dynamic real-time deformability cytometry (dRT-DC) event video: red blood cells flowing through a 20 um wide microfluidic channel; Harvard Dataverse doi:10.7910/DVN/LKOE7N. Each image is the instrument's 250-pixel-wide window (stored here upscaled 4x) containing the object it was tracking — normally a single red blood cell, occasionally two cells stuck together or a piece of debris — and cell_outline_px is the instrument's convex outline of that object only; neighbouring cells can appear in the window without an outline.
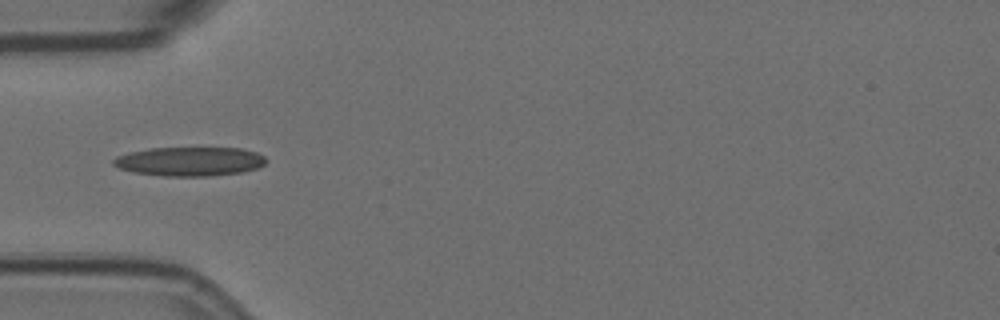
{"species": "Egyptian fruit bat (a non-hibernating species)", "species_latin": "Rousettus aegyptiacus", "temperature_condition": "room temperature", "stored_images_in_passage": 15, "camera_frame_rate_fps": 3000, "um_per_image_px": 0.085, "animal": {"sex": "female"}, "frame": {"image": 1, "passage_image": 5, "time_ms": 1.333, "image_size_px": [1000, 320], "cell_outline_px": [[268, 160], [264, 164], [256, 168], [240, 172], [208, 176], [164, 176], [132, 172], [120, 168], [112, 164], [112, 160], [116, 156], [128, 152], [148, 148], [240, 148], [256, 152], [264, 156]], "centroid_in_image_um": [16.09, 13.71], "position_along_channel_um": 68.9, "area_um2": 25.89}}
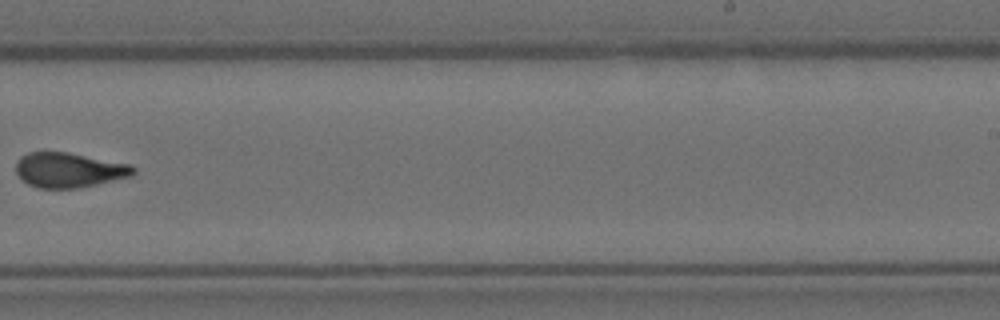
{"frame": {"image": 2, "passage_image": 10, "time_ms": 3.0, "image_size_px": [1000, 320], "cell_outline_px": [[136, 172], [132, 176], [80, 188], [40, 188], [28, 184], [20, 180], [16, 172], [16, 160], [20, 156], [28, 152], [68, 152], [132, 164], [136, 168]], "centroid_in_image_um": [5.87, 14.45], "position_along_channel_um": 283.1, "area_um2": 24.22}}
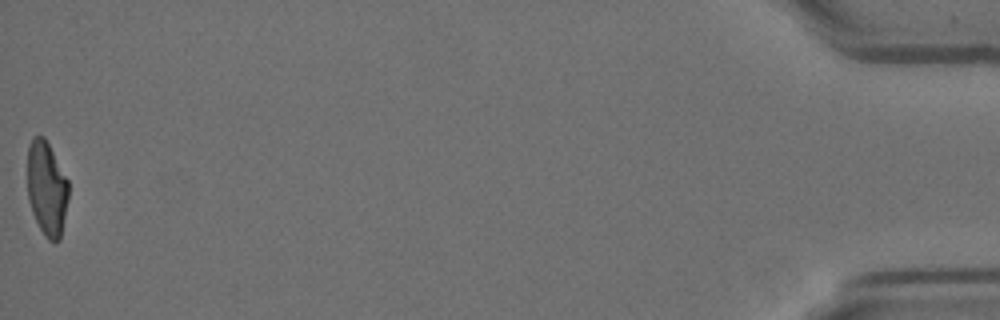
{"frame": {"image": 3, "passage_image": 15, "time_ms": 4.667, "image_size_px": [1000, 320], "cell_outline_px": [[68, 200], [60, 240], [48, 240], [44, 236], [32, 212], [28, 200], [28, 144], [32, 136], [44, 136], [68, 180]], "centroid_in_image_um": [3.97, 16.01], "position_along_channel_um": 431.2, "area_um2": 22.54}}